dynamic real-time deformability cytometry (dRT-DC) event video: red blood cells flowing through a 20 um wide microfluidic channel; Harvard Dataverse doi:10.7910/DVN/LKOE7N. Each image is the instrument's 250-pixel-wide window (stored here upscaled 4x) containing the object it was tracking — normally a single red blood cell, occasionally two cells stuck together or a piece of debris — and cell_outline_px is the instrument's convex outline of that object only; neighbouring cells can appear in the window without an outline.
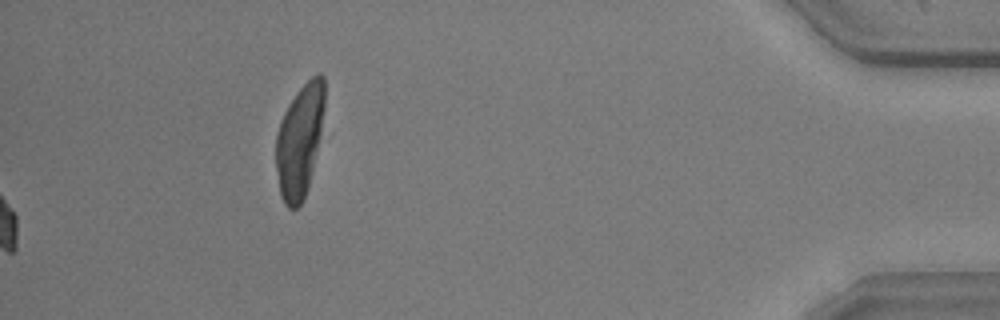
{"species": "common noctule bat (a hibernating species)", "species_latin": "Nyctalus noctula", "temperature_condition": "warm", "stored_images_in_passage": 47, "segment_of_instrument_passage": [2, 2], "camera_frame_rate_fps": 3000, "um_per_image_px": 0.085, "animal": {"sex": "male", "body_mass_g": 20.5, "forearm_length_mm": 52.5}, "frame": {"image": 1, "passage_image": 47, "time_ms": 15.333, "image_size_px": [1000, 320], "cell_outline_px": [[324, 108], [320, 132], [312, 168], [304, 200], [296, 208], [288, 208], [284, 204], [280, 196], [276, 168], [276, 132], [280, 120], [288, 104], [296, 92], [316, 72], [320, 72], [324, 76]], "centroid_in_image_um": [25.44, 11.93], "position_along_channel_um": 409.8, "area_um2": 31.73}}